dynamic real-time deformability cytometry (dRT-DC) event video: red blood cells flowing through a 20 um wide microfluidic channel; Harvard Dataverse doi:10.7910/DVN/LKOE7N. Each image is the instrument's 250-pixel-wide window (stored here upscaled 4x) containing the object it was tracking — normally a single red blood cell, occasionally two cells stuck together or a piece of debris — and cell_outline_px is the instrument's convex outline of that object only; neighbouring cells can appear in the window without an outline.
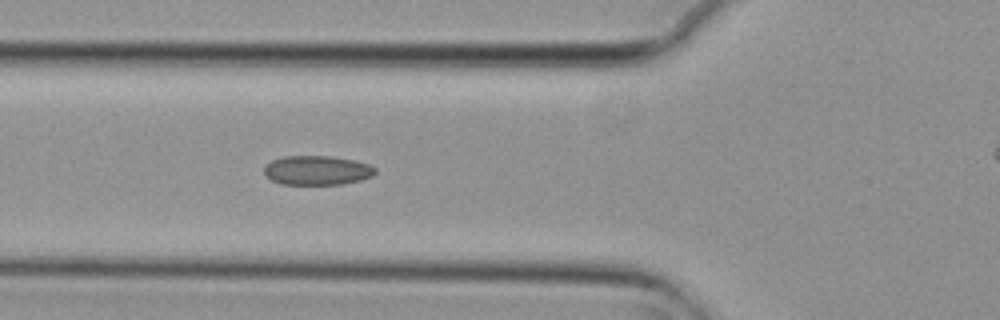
{"species": "common noctule bat (a hibernating species)", "species_latin": "Nyctalus noctula", "temperature_condition": "cold", "stored_images_in_passage": 7, "segment_of_instrument_passage": [1, 2], "camera_frame_rate_fps": 3000, "um_per_image_px": 0.085, "animal": {"sex": "female", "body_mass_g": 29.2, "forearm_length_mm": 56.3}, "frame": {"image": 1, "passage_image": 6, "time_ms": 1.667, "image_size_px": [1000, 320], "cell_outline_px": [[376, 172], [372, 176], [360, 180], [340, 184], [280, 184], [272, 180], [264, 172], [264, 168], [272, 160], [284, 156], [328, 156], [356, 160], [368, 164], [376, 168]], "centroid_in_image_um": [26.97, 14.47], "position_along_channel_um": 98.8, "area_um2": 18.84}}